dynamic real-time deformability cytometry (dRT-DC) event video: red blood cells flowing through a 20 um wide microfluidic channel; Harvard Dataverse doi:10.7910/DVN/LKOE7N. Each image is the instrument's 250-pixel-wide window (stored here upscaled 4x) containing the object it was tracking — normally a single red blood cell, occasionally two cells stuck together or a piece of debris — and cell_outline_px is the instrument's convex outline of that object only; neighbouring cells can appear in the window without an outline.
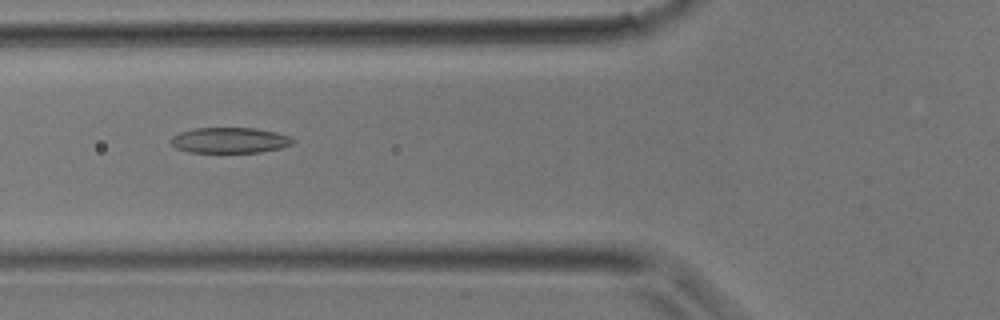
{"species": "common noctule bat (a hibernating species)", "species_latin": "Nyctalus noctula", "temperature_condition": "room temperature", "stored_images_in_passage": 25, "camera_frame_rate_fps": 3000, "um_per_image_px": 0.085, "animal": {"sex": "male", "body_mass_g": 17.9}, "frame": {"image": 1, "passage_image": 3, "time_ms": 0.667, "image_size_px": [1000, 320], "cell_outline_px": [[296, 140], [292, 144], [280, 148], [260, 152], [188, 152], [176, 148], [172, 144], [172, 136], [180, 132], [196, 128], [256, 128], [276, 132], [292, 136]], "centroid_in_image_um": [19.57, 11.92], "position_along_channel_um": 106.2, "area_um2": 18.21}}
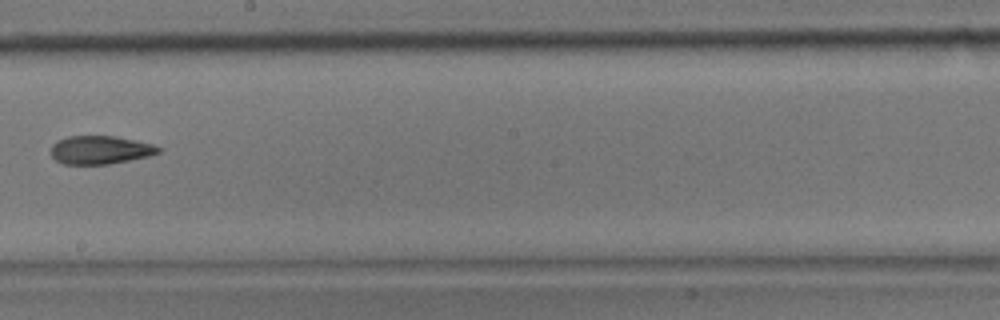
{"frame": {"image": 2, "passage_image": 10, "time_ms": 3.0, "image_size_px": [1000, 320], "cell_outline_px": [[160, 152], [148, 156], [108, 164], [64, 164], [56, 160], [52, 156], [52, 144], [56, 140], [68, 136], [112, 136], [152, 144], [160, 148]], "centroid_in_image_um": [8.47, 12.74], "position_along_channel_um": 239.7, "area_um2": 17.46}}
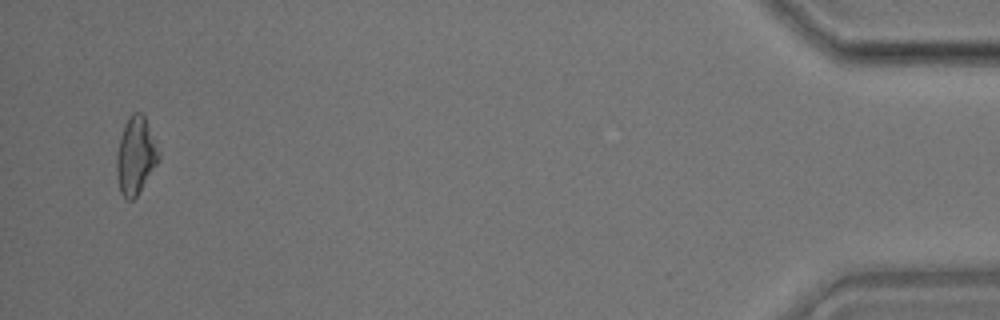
{"frame": {"image": 3, "passage_image": 24, "time_ms": 7.667, "image_size_px": [1000, 320], "cell_outline_px": [[160, 156], [156, 164], [136, 196], [132, 200], [128, 200], [120, 192], [116, 172], [116, 156], [120, 136], [124, 124], [128, 116], [132, 112], [140, 112], [144, 116], [160, 152]], "centroid_in_image_um": [11.51, 13.2], "position_along_channel_um": 423.7, "area_um2": 18.73}}